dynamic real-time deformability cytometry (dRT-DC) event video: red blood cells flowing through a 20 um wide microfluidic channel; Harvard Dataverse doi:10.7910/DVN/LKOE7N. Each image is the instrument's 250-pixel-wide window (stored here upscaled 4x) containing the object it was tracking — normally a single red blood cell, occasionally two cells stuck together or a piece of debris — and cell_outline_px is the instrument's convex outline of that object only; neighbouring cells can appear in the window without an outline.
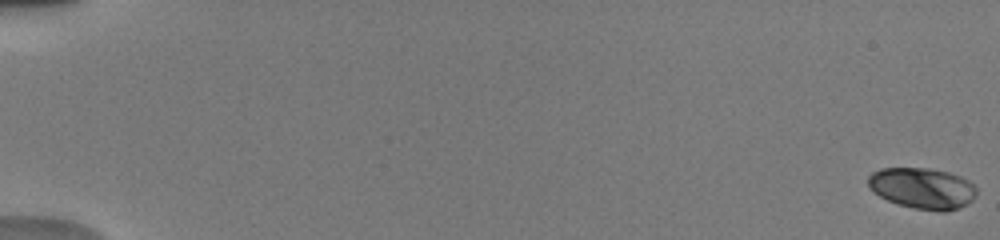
{"species": "human", "species_latin": "Homo sapiens", "temperature_condition": "warm", "stored_images_in_passage": 22, "camera_frame_rate_fps": 3000, "um_per_image_px": 0.085, "donor": {"sex": "male"}, "frame": {"image": 1, "passage_image": 1, "time_ms": 0.0, "image_size_px": [1000, 240], "cell_outline_px": [[976, 196], [972, 200], [960, 208], [944, 212], [940, 212], [912, 208], [896, 204], [880, 196], [868, 188], [868, 176], [872, 172], [880, 168], [928, 168], [948, 172], [960, 176], [968, 180], [976, 188]], "centroid_in_image_um": [78.39, 16.01], "position_along_channel_um": 6.6, "area_um2": 26.18}}
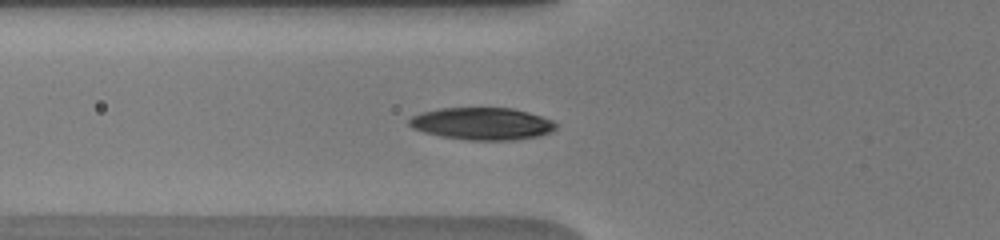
{"frame": {"image": 2, "passage_image": 17, "time_ms": 7.0, "image_size_px": [1000, 240], "cell_outline_px": [[556, 128], [552, 132], [540, 136], [516, 140], [468, 140], [440, 136], [424, 132], [412, 128], [408, 124], [408, 120], [412, 116], [420, 112], [440, 108], [512, 108], [528, 112], [552, 120], [556, 124]], "centroid_in_image_um": [40.97, 10.52], "position_along_channel_um": 84.8, "area_um2": 27.74}}
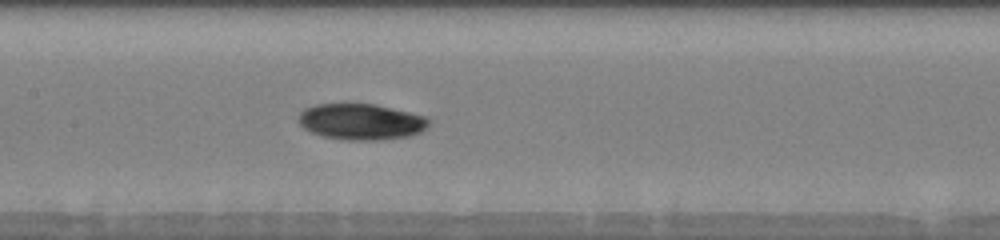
{"frame": {"image": 3, "passage_image": 22, "time_ms": 9.333, "image_size_px": [1000, 240], "cell_outline_px": [[432, 120], [428, 128], [412, 136], [380, 140], [348, 140], [324, 136], [312, 132], [304, 128], [300, 124], [300, 112], [304, 108], [316, 104], [376, 104], [428, 116]], "centroid_in_image_um": [30.78, 10.34], "position_along_channel_um": 176.6, "area_um2": 27.63}}